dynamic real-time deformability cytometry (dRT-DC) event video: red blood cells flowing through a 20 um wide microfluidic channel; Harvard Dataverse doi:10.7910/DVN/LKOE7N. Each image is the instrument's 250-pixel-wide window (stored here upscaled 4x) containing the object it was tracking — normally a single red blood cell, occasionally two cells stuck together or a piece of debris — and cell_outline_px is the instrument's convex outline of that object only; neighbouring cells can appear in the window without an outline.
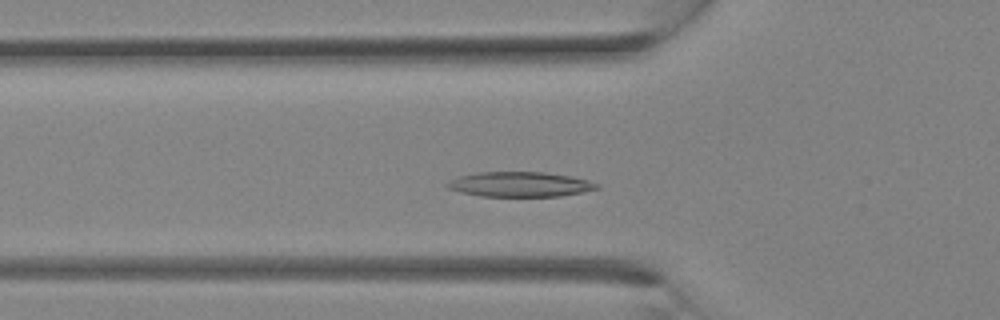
{"species": "Egyptian fruit bat (a non-hibernating species)", "species_latin": "Rousettus aegyptiacus", "temperature_condition": "room temperature", "stored_images_in_passage": 13, "camera_frame_rate_fps": 3000, "um_per_image_px": 0.085, "animal": {"sex": "female"}, "frame": {"image": 1, "passage_image": 8, "time_ms": 2.333, "image_size_px": [1000, 320], "cell_outline_px": [[600, 188], [560, 196], [480, 196], [460, 192], [448, 188], [444, 184], [460, 176], [476, 172], [544, 172], [572, 176], [588, 180], [600, 184]], "centroid_in_image_um": [44.21, 15.66], "position_along_channel_um": 81.6, "area_um2": 21.68}}
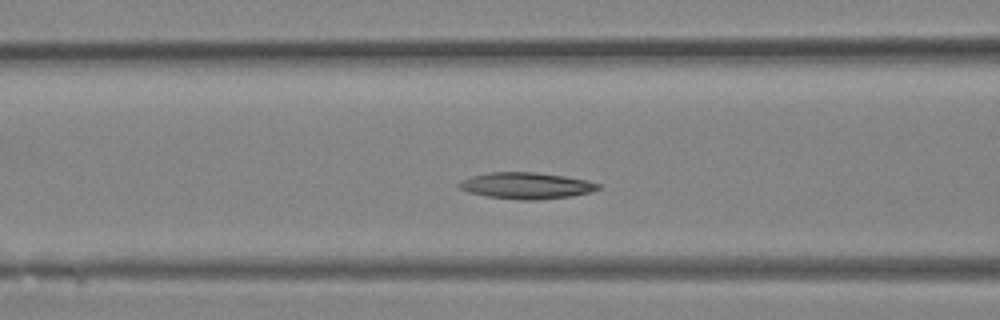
{"frame": {"image": 2, "passage_image": 10, "time_ms": 3.0, "image_size_px": [1000, 320], "cell_outline_px": [[600, 188], [592, 192], [572, 196], [540, 200], [516, 200], [484, 196], [468, 192], [456, 188], [456, 184], [472, 176], [488, 172], [536, 172], [564, 176], [588, 180], [600, 184]], "centroid_in_image_um": [44.72, 15.79], "position_along_channel_um": 121.9, "area_um2": 21.73}}
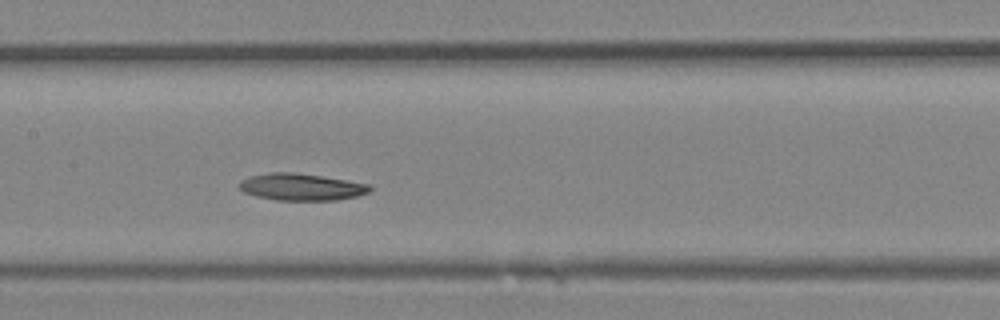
{"frame": {"image": 3, "passage_image": 13, "time_ms": 4.0, "image_size_px": [1000, 320], "cell_outline_px": [[372, 188], [368, 192], [360, 196], [336, 200], [276, 200], [256, 196], [244, 192], [240, 188], [240, 180], [248, 176], [268, 172], [292, 172], [348, 180], [372, 184]], "centroid_in_image_um": [25.64, 15.89], "position_along_channel_um": 181.8, "area_um2": 20.63}}